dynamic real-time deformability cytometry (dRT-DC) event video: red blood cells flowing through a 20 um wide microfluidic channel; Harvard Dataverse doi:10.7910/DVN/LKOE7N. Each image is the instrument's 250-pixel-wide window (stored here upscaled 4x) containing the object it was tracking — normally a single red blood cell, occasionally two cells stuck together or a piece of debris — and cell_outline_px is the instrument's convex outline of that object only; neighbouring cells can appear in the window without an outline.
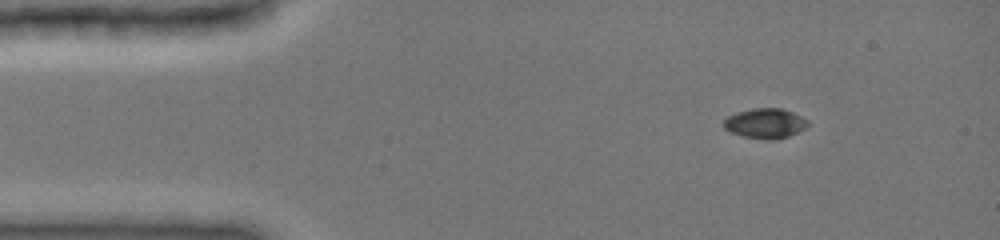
{"species": "common noctule bat (a hibernating species)", "species_latin": "Nyctalus noctula", "temperature_condition": "cold", "stored_images_in_passage": 33, "camera_frame_rate_fps": 3000, "um_per_image_px": 0.085, "animal": {"sex": "female", "body_mass_g": 19.0, "forearm_length_mm": 51.5}, "frame": {"image": 1, "passage_image": 1, "time_ms": 0.0, "image_size_px": [1000, 240], "cell_outline_px": [[808, 124], [804, 128], [788, 136], [776, 140], [768, 140], [744, 136], [732, 132], [724, 128], [724, 120], [728, 116], [736, 112], [752, 108], [780, 108], [792, 112], [808, 120]], "centroid_in_image_um": [65.03, 10.48], "position_along_channel_um": 20.0, "area_um2": 14.51}}
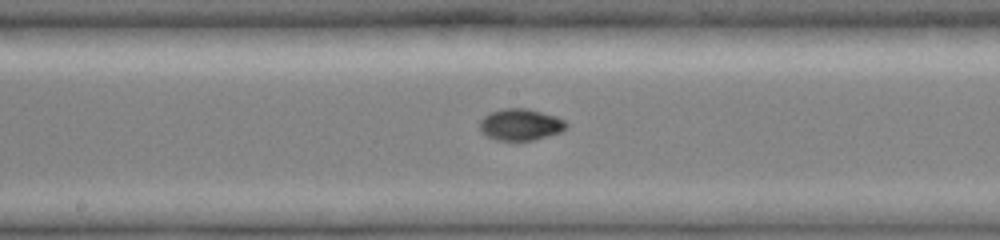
{"frame": {"image": 2, "passage_image": 15, "time_ms": 6.333, "image_size_px": [1000, 240], "cell_outline_px": [[568, 128], [560, 132], [532, 140], [496, 140], [480, 132], [480, 120], [488, 112], [504, 108], [524, 108], [556, 116], [564, 120], [568, 124]], "centroid_in_image_um": [44.23, 10.58], "position_along_channel_um": 204.0, "area_um2": 15.9}}
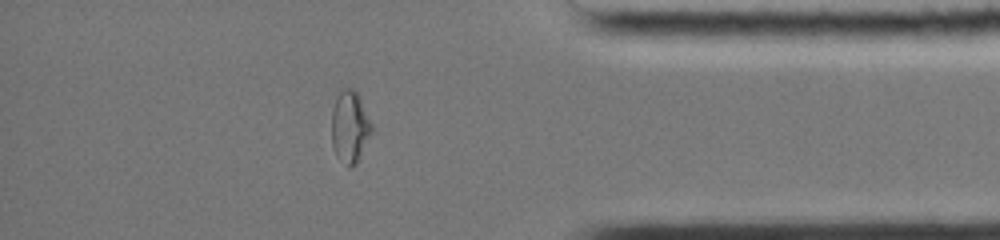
{"frame": {"image": 3, "passage_image": 28, "time_ms": 11.667, "image_size_px": [1000, 240], "cell_outline_px": [[372, 132], [356, 164], [348, 168], [336, 156], [332, 144], [332, 108], [336, 96], [344, 88], [352, 88], [356, 92], [372, 124]], "centroid_in_image_um": [29.72, 10.8], "position_along_channel_um": 405.5, "area_um2": 16.65}, "authors_computed_cell_mechanics": {"area_um2": 15.7794, "velocity_mm_per_s": 4.0162, "shape_relaxation_time_tau1_ms": 4.1931, "shape_relaxation_time_tau2_ms": 2.4837, "deformation_change_tau1": 0.204, "deformation_change_tau2": 0.0287}}